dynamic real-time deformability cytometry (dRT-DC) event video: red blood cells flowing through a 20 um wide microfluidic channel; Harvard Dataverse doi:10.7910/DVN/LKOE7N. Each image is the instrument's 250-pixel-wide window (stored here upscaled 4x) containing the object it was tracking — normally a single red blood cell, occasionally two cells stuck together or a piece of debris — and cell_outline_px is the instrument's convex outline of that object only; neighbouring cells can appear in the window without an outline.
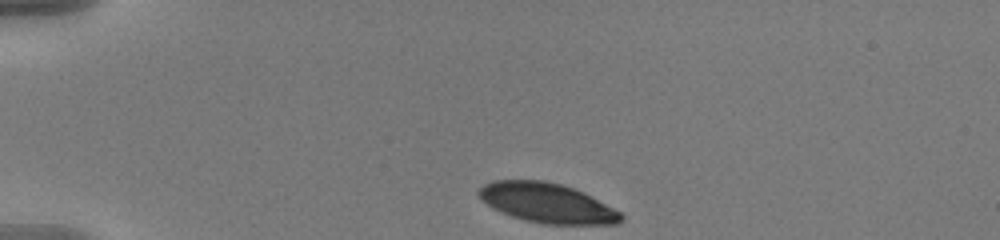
{"species": "human", "species_latin": "Homo sapiens", "temperature_condition": "warm", "stored_images_in_passage": 41, "camera_frame_rate_fps": 3000, "um_per_image_px": 0.085, "donor": {"sex": "male"}, "frame": {"image": 1, "passage_image": 1, "time_ms": 0.0, "image_size_px": [1000, 240], "cell_outline_px": [[624, 220], [616, 224], [540, 224], [512, 216], [492, 208], [480, 200], [476, 192], [484, 184], [492, 180], [544, 180], [560, 184], [584, 192], [620, 212], [624, 216]], "centroid_in_image_um": [46.47, 17.25], "position_along_channel_um": 38.5, "area_um2": 32.95}}
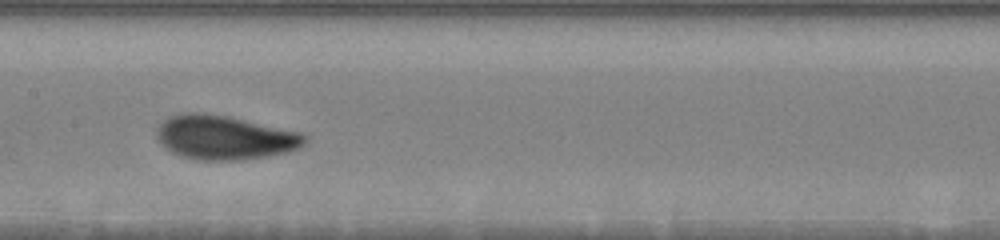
{"frame": {"image": 2, "passage_image": 18, "time_ms": 5.667, "image_size_px": [1000, 240], "cell_outline_px": [[308, 140], [300, 148], [268, 156], [240, 160], [200, 160], [180, 156], [172, 152], [160, 144], [156, 136], [156, 128], [168, 116], [180, 112], [204, 112], [228, 116], [300, 132], [308, 136]], "centroid_in_image_um": [19.06, 11.67], "position_along_channel_um": 188.3, "area_um2": 38.38}}
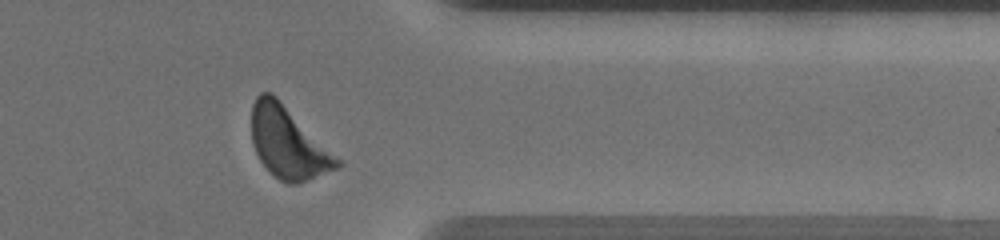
{"frame": {"image": 3, "passage_image": 35, "time_ms": 11.333, "image_size_px": [1000, 240], "cell_outline_px": [[344, 164], [336, 168], [296, 184], [288, 184], [280, 180], [260, 160], [252, 144], [252, 104], [256, 96], [260, 92], [272, 92]], "centroid_in_image_um": [24.45, 12.11], "position_along_channel_um": 386.9, "area_um2": 34.8}, "authors_computed_cell_mechanics": {"area_um2": 36.125, "velocity_mm_per_s": 3.6019, "shape_relaxation_time_tau1_ms": 3.1593, "shape_relaxation_time_tau2_ms": null, "deformation_change_tau1": 0.1568, "deformation_change_tau2": null}}